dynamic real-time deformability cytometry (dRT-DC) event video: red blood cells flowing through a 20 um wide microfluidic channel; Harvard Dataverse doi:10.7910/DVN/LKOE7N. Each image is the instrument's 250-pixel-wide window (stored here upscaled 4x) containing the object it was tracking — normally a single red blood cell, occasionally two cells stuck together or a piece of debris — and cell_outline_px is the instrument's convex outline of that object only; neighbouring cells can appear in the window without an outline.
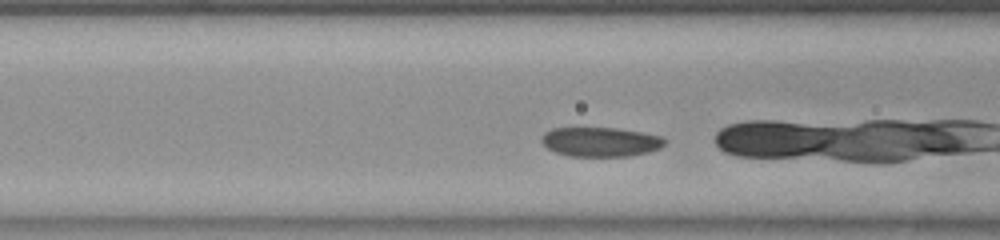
{"species": "common noctule bat (a hibernating species)", "species_latin": "Nyctalus noctula", "temperature_condition": "room temperature", "stored_images_in_passage": 32, "camera_frame_rate_fps": 3000, "um_per_image_px": 0.085, "animal": {"sex": "female", "body_mass_g": 23.0, "forearm_length_mm": 53.4}, "frame": {"image": 1, "passage_image": 7, "time_ms": 2.0, "image_size_px": [1000, 240], "cell_outline_px": [[668, 140], [660, 148], [648, 152], [632, 156], [568, 156], [556, 152], [548, 148], [540, 140], [544, 132], [552, 128], [616, 128], [664, 136]], "centroid_in_image_um": [51.07, 12.06], "position_along_channel_um": 115.5, "area_um2": 21.21}}
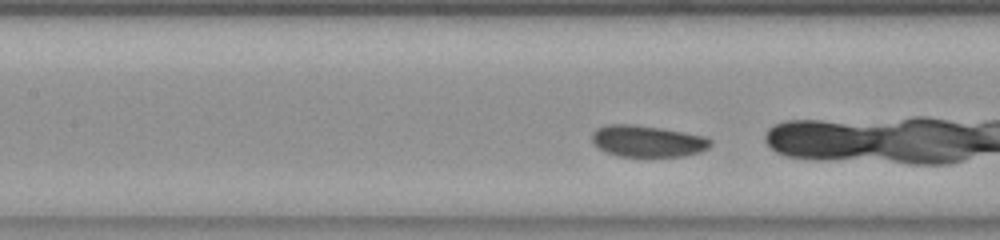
{"frame": {"image": 2, "passage_image": 10, "time_ms": 3.0, "image_size_px": [1000, 240], "cell_outline_px": [[712, 144], [708, 148], [700, 152], [684, 156], [620, 156], [608, 152], [592, 144], [592, 132], [596, 128], [608, 124], [632, 124], [660, 128], [684, 132], [704, 136], [712, 140]], "centroid_in_image_um": [55.04, 11.99], "position_along_channel_um": 152.4, "area_um2": 21.73}}
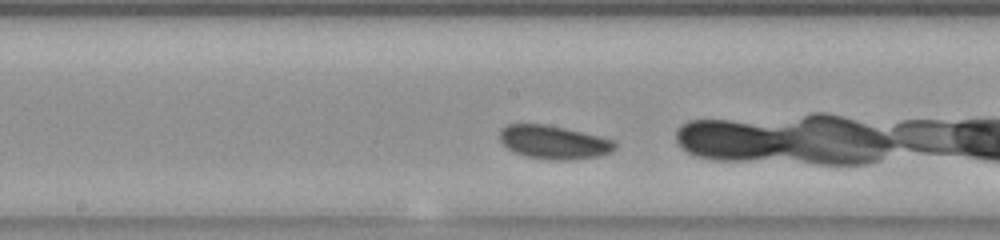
{"frame": {"image": 3, "passage_image": 14, "time_ms": 4.333, "image_size_px": [1000, 240], "cell_outline_px": [[616, 148], [612, 152], [600, 156], [564, 160], [556, 160], [528, 156], [516, 152], [508, 148], [500, 140], [500, 128], [508, 124], [544, 124], [564, 128], [616, 140]], "centroid_in_image_um": [47.1, 12.08], "position_along_channel_um": 201.1, "area_um2": 22.25}, "authors_computed_cell_mechanics": {"area_um2": 21.7617, "velocity_mm_per_s": 3.6779, "shape_relaxation_time_tau1_ms": 6.5096, "shape_relaxation_time_tau2_ms": null, "deformation_change_tau1": 0.1143, "deformation_change_tau2": null}}